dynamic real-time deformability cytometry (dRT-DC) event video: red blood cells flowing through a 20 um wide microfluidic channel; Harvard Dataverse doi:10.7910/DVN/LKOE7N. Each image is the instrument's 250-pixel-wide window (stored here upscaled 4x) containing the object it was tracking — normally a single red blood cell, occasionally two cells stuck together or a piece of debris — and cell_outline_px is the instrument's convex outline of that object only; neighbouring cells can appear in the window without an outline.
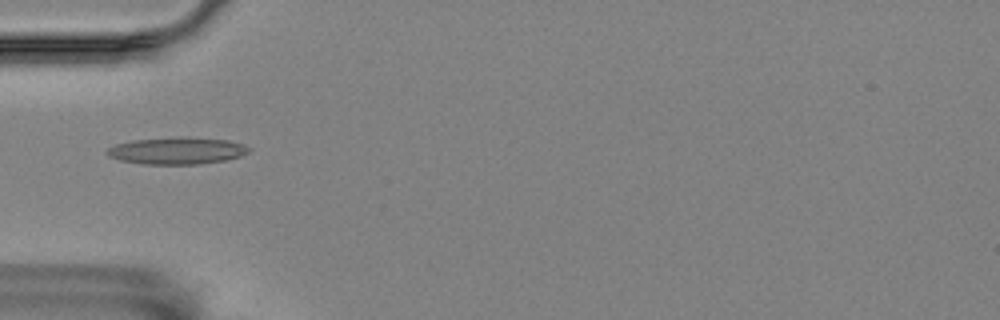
{"species": "Egyptian fruit bat (a non-hibernating species)", "species_latin": "Rousettus aegyptiacus", "temperature_condition": "room temperature", "stored_images_in_passage": 7, "camera_frame_rate_fps": 3000, "um_per_image_px": 0.085, "animal": {"sex": "female"}, "frame": {"image": 1, "passage_image": 2, "time_ms": 0.333, "image_size_px": [1000, 320], "cell_outline_px": [[252, 148], [248, 152], [240, 156], [224, 160], [200, 164], [144, 164], [120, 160], [108, 156], [104, 152], [108, 148], [116, 144], [132, 140], [180, 136], [228, 140], [244, 144]], "centroid_in_image_um": [15.03, 12.8], "position_along_channel_um": 70.0, "area_um2": 22.43}}
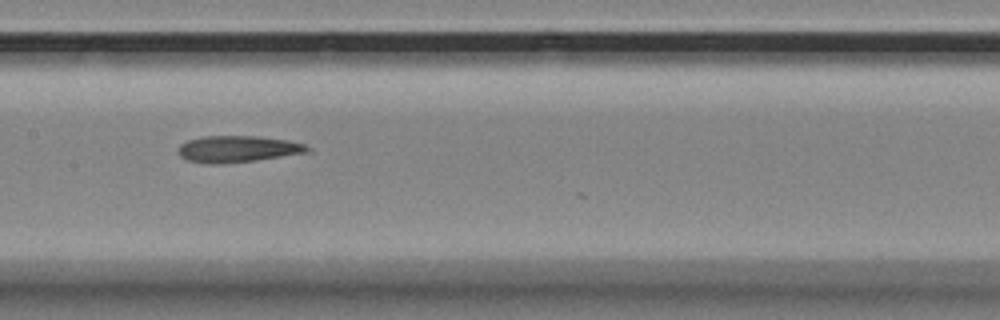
{"frame": {"image": 2, "passage_image": 5, "time_ms": 1.333, "image_size_px": [1000, 320], "cell_outline_px": [[312, 152], [256, 160], [220, 164], [208, 164], [188, 160], [180, 156], [180, 144], [188, 140], [204, 136], [260, 136], [288, 140], [304, 144], [312, 148]], "centroid_in_image_um": [20.27, 12.66], "position_along_channel_um": 187.1, "area_um2": 20.06}}
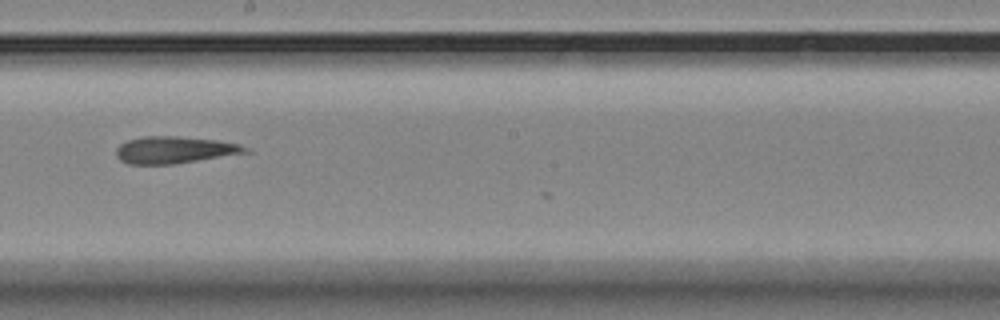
{"frame": {"image": 3, "passage_image": 6, "time_ms": 1.667, "image_size_px": [1000, 320], "cell_outline_px": [[252, 152], [172, 164], [128, 164], [120, 160], [116, 156], [116, 148], [120, 144], [128, 140], [144, 136], [176, 136], [216, 140], [240, 144], [252, 148]], "centroid_in_image_um": [14.87, 12.74], "position_along_channel_um": 233.3, "area_um2": 20.4}}